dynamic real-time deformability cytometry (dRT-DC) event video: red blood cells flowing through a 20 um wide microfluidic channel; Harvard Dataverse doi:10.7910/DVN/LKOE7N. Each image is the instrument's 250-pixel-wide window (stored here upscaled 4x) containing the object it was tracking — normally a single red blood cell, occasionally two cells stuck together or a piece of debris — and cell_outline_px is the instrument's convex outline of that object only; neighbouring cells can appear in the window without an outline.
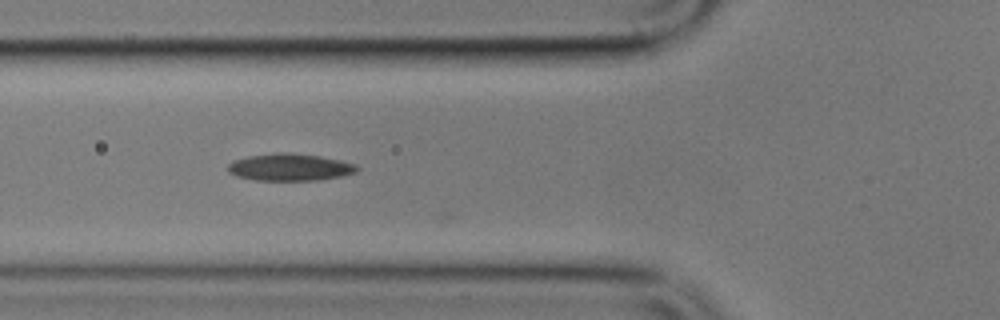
{"species": "common noctule bat (a hibernating species)", "species_latin": "Nyctalus noctula", "temperature_condition": "cold", "stored_images_in_passage": 6, "camera_frame_rate_fps": 3000, "um_per_image_px": 0.085, "animal": {"sex": "male", "body_mass_g": 17.9}, "frame": {"image": 1, "passage_image": 5, "time_ms": 4.667, "image_size_px": [1000, 320], "cell_outline_px": [[360, 168], [356, 172], [340, 176], [320, 180], [256, 180], [236, 176], [228, 172], [228, 164], [232, 160], [248, 156], [276, 152], [288, 152], [320, 156], [340, 160], [356, 164]], "centroid_in_image_um": [24.62, 14.2], "position_along_channel_um": 101.2, "area_um2": 20.52}}